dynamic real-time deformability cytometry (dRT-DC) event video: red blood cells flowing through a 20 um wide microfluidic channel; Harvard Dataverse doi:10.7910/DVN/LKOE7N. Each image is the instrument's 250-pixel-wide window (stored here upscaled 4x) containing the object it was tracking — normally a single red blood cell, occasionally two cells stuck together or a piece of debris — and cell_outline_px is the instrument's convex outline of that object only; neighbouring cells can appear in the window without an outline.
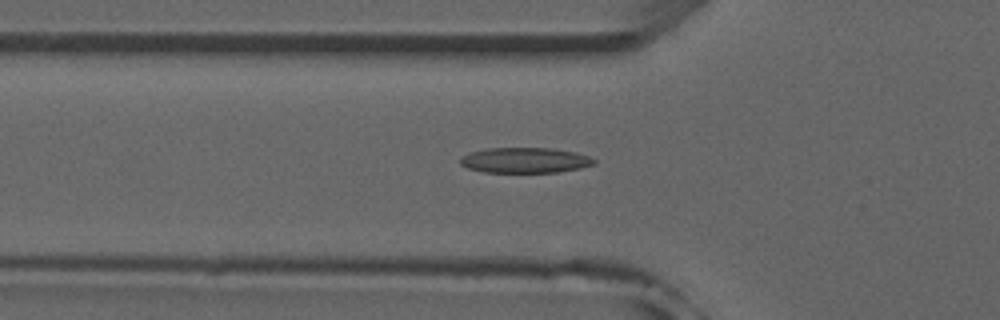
{"species": "common noctule bat (a hibernating species)", "species_latin": "Nyctalus noctula", "temperature_condition": "room temperature", "stored_images_in_passage": 22, "camera_frame_rate_fps": 3000, "um_per_image_px": 0.085, "animal": {"sex": "male", "forearm_length_mm": 52.5}, "frame": {"image": 1, "passage_image": 18, "time_ms": 5.667, "image_size_px": [1000, 320], "cell_outline_px": [[596, 164], [580, 168], [556, 172], [484, 172], [468, 168], [460, 164], [460, 156], [472, 152], [488, 148], [552, 148], [576, 152], [588, 156], [596, 160]], "centroid_in_image_um": [44.63, 13.62], "position_along_channel_um": 81.2, "area_um2": 19.77}}